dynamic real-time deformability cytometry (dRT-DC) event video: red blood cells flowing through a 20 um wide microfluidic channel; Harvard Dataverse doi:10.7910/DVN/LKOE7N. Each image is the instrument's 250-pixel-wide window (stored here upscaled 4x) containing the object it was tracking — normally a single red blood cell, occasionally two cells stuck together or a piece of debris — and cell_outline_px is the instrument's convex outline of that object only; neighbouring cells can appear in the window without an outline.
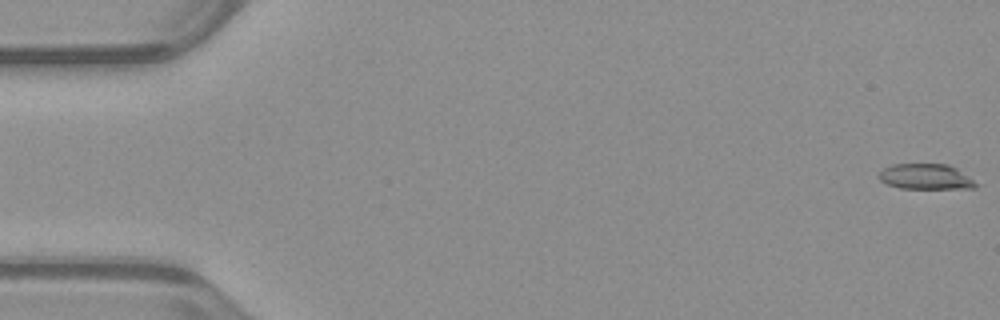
{"species": "common noctule bat (a hibernating species)", "species_latin": "Nyctalus noctula", "temperature_condition": "warm", "stored_images_in_passage": 15, "camera_frame_rate_fps": 3000, "um_per_image_px": 0.085, "animal": {"sex": "male", "body_mass_g": 23.1, "forearm_length_mm": 52.7}, "frame": {"image": 1, "passage_image": 1, "time_ms": 0.0, "image_size_px": [1000, 320], "cell_outline_px": [[980, 184], [976, 188], [900, 188], [888, 184], [880, 180], [880, 172], [884, 168], [892, 164], [948, 164], [956, 168]], "centroid_in_image_um": [78.73, 15.01], "position_along_channel_um": 6.3, "area_um2": 14.28}}